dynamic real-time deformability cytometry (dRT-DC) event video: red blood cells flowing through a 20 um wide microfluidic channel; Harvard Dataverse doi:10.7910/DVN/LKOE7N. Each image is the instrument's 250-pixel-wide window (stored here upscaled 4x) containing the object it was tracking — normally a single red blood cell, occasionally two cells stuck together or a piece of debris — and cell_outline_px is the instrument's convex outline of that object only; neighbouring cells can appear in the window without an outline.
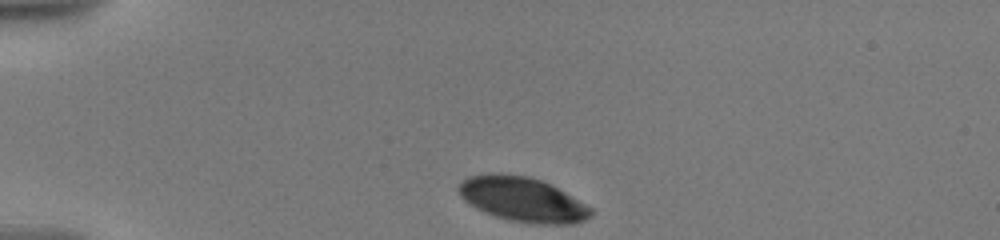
{"species": "human", "species_latin": "Homo sapiens", "temperature_condition": "warm", "stored_images_in_passage": 38, "camera_frame_rate_fps": 3000, "um_per_image_px": 0.085, "donor": {"sex": "male"}, "frame": {"image": 1, "passage_image": 1, "time_ms": 0.0, "image_size_px": [1000, 240], "cell_outline_px": [[592, 216], [576, 224], [528, 224], [508, 220], [484, 212], [476, 208], [464, 200], [460, 196], [456, 188], [468, 176], [488, 172], [500, 172], [528, 176], [540, 180], [564, 192], [592, 208]], "centroid_in_image_um": [44.38, 16.95], "position_along_channel_um": 40.6, "area_um2": 34.56}}
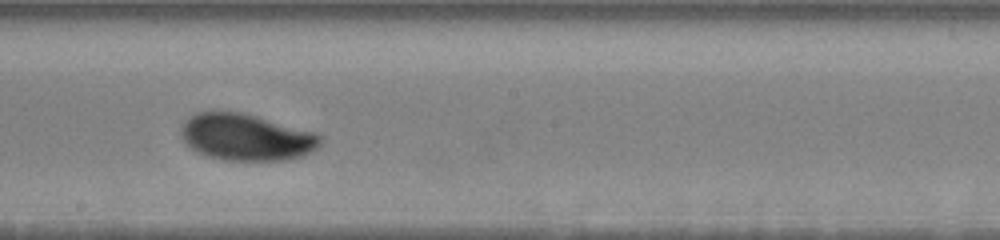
{"frame": {"image": 2, "passage_image": 22, "time_ms": 6.667, "image_size_px": [1000, 240], "cell_outline_px": [[320, 144], [316, 148], [304, 156], [288, 160], [224, 160], [208, 156], [196, 152], [180, 136], [180, 128], [184, 120], [196, 112], [212, 108], [240, 112], [256, 116], [316, 132], [320, 136]], "centroid_in_image_um": [20.87, 11.63], "position_along_channel_um": 227.3, "area_um2": 38.49}}
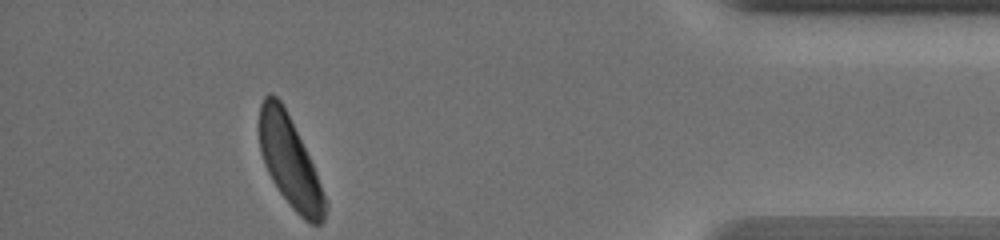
{"frame": {"image": 3, "passage_image": 38, "time_ms": 13.0, "image_size_px": [1000, 240], "cell_outline_px": [[328, 204], [324, 220], [320, 224], [312, 224], [304, 220], [292, 208], [280, 192], [272, 180], [264, 164], [260, 152], [260, 104], [264, 96], [268, 92], [272, 92], [280, 100], [316, 172]], "centroid_in_image_um": [24.63, 13.79], "position_along_channel_um": 410.6, "area_um2": 33.99}, "authors_computed_cell_mechanics": {"area_um2": 37.281, "velocity_mm_per_s": 3.5264, "shape_relaxation_time_tau1_ms": 2.0365, "shape_relaxation_time_tau2_ms": null, "deformation_change_tau1": 0.0841, "deformation_change_tau2": null}}